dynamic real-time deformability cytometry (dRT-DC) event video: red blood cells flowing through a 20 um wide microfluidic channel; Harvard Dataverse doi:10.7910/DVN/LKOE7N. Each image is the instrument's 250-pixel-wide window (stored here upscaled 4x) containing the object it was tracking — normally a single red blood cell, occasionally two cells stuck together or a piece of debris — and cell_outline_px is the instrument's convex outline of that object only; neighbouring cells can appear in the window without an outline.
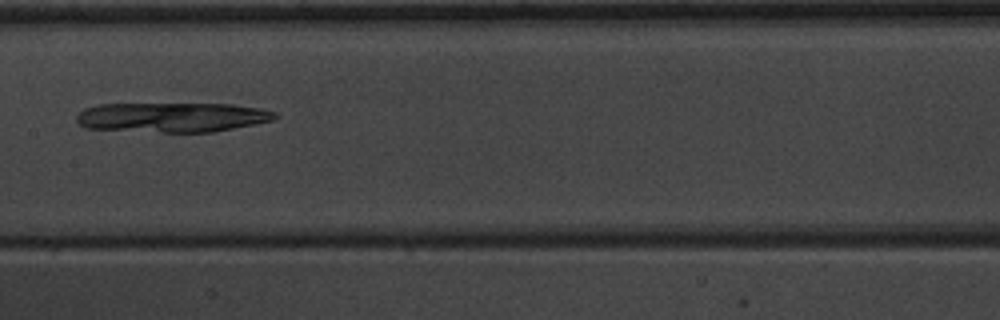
{"species": "common noctule bat (a hibernating species)", "species_latin": "Nyctalus noctula", "temperature_condition": "warm", "stored_images_in_passage": 8, "camera_frame_rate_fps": 3000, "um_per_image_px": 0.085, "animal": {"sex": "male", "body_mass_g": 20.1, "forearm_length_mm": 53.5}, "frame": {"image": 1, "passage_image": 8, "time_ms": 8.0, "image_size_px": [1000, 320], "cell_outline_px": [[280, 116], [272, 120], [212, 132], [164, 132], [84, 128], [76, 120], [76, 116], [84, 108], [100, 104], [232, 104], [260, 108], [276, 112]], "centroid_in_image_um": [14.62, 9.96], "position_along_channel_um": 192.8, "area_um2": 34.16}}